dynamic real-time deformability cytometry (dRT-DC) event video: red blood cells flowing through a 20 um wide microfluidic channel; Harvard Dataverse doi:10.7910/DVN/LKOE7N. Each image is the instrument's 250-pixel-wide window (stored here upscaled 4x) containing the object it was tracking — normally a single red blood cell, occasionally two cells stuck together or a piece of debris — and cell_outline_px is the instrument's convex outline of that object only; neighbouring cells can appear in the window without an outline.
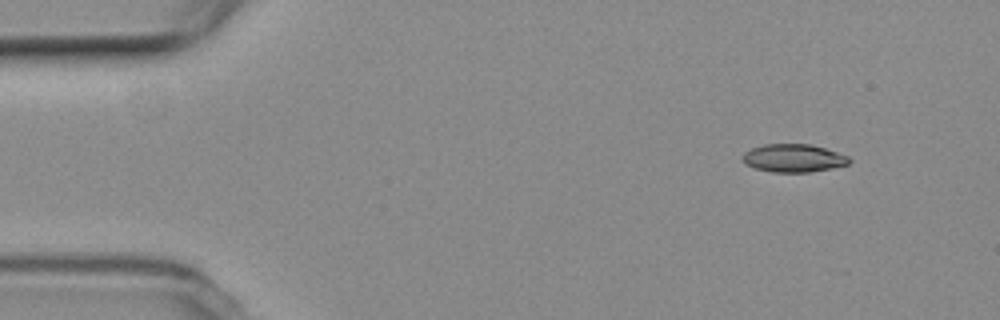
{"species": "common noctule bat (a hibernating species)", "species_latin": "Nyctalus noctula", "temperature_condition": "room temperature", "stored_images_in_passage": 4, "camera_frame_rate_fps": 3000, "um_per_image_px": 0.085, "animal": {"sex": "female", "body_mass_g": 19.3, "forearm_length_mm": 54.1}, "frame": {"image": 1, "passage_image": 1, "time_ms": 0.0, "image_size_px": [1000, 320], "cell_outline_px": [[852, 160], [848, 164], [832, 168], [808, 172], [772, 172], [756, 168], [744, 164], [744, 152], [752, 148], [764, 144], [808, 144], [824, 148], [848, 156]], "centroid_in_image_um": [67.45, 13.44], "position_along_channel_um": 17.5, "area_um2": 17.22}}
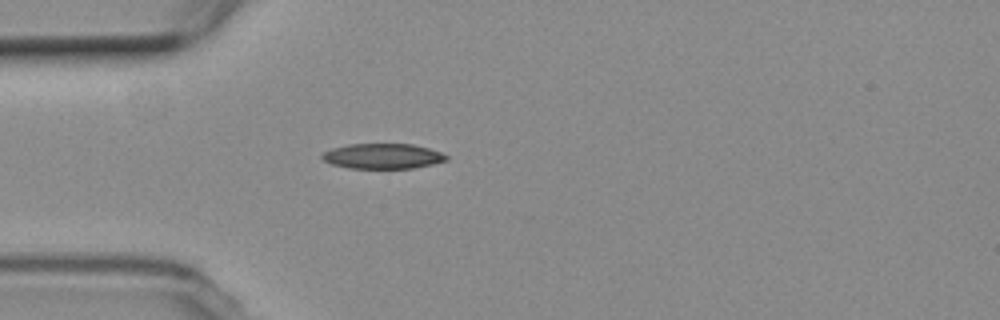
{"frame": {"image": 2, "passage_image": 4, "time_ms": 3.333, "image_size_px": [1000, 320], "cell_outline_px": [[448, 160], [432, 164], [412, 168], [348, 168], [332, 164], [324, 160], [320, 156], [324, 152], [332, 148], [348, 144], [412, 144], [428, 148], [440, 152], [448, 156]], "centroid_in_image_um": [32.52, 13.27], "position_along_channel_um": 52.5, "area_um2": 18.15}}